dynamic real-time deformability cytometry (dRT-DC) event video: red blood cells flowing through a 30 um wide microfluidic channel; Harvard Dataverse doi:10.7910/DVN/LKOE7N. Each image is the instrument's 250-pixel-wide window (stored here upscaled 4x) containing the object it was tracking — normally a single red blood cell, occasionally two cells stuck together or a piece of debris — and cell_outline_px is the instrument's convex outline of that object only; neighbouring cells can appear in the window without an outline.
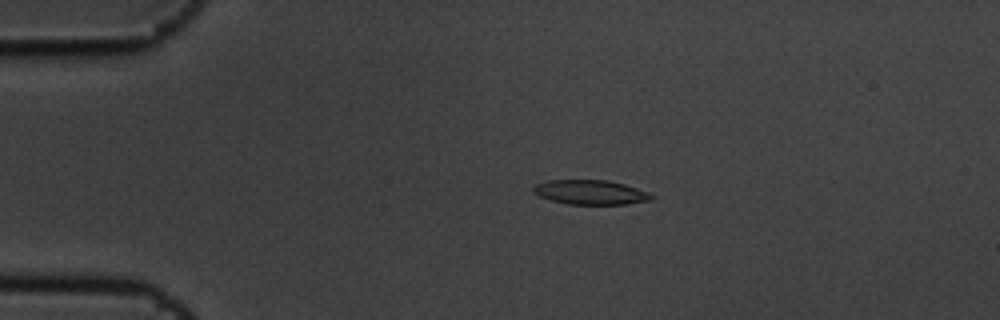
{"species": "common noctule bat (a hibernating species)", "species_latin": "Nyctalus noctula", "temperature_condition": "cold", "stored_images_in_passage": 5, "camera_frame_rate_fps": 3000, "um_per_image_px": 0.085, "animal": {"sex": "male", "body_mass_g": 19.5, "forearm_length_mm": 54.6}, "frame": {"image": 1, "passage_image": 3, "time_ms": 0.667, "image_size_px": [1000, 320], "cell_outline_px": [[656, 196], [652, 200], [624, 204], [568, 204], [552, 200], [540, 196], [532, 192], [532, 188], [536, 184], [548, 180], [608, 180], [624, 184], [648, 192]], "centroid_in_image_um": [50.2, 16.34], "position_along_channel_um": 34.8, "area_um2": 16.82}}
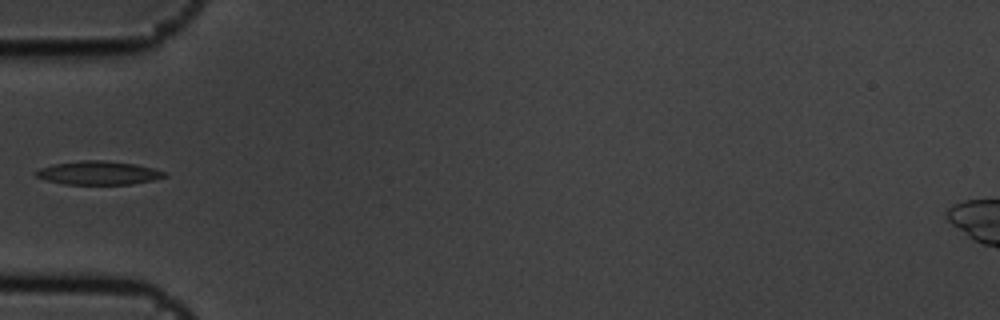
{"frame": {"image": 2, "passage_image": 5, "time_ms": 1.333, "image_size_px": [1000, 320], "cell_outline_px": [[168, 176], [152, 180], [132, 184], [64, 184], [48, 180], [36, 176], [32, 172], [40, 168], [52, 164], [80, 160], [104, 160], [136, 164], [168, 172]], "centroid_in_image_um": [8.37, 14.69], "position_along_channel_um": 76.6, "area_um2": 17.74}}